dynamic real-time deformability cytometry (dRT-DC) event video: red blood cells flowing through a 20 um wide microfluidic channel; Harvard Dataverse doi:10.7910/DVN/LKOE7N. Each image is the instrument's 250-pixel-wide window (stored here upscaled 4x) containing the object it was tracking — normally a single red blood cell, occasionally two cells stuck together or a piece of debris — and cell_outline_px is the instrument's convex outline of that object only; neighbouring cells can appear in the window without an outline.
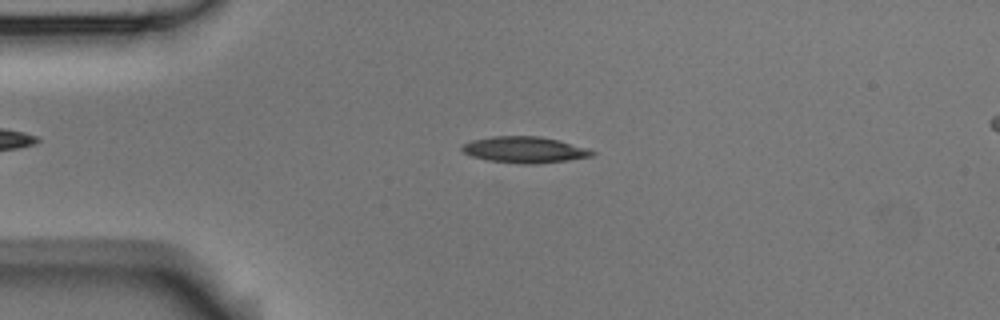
{"species": "Egyptian fruit bat (a non-hibernating species)", "species_latin": "Rousettus aegyptiacus", "temperature_condition": "room temperature", "stored_images_in_passage": 6, "segment_of_instrument_passage": [1, 2], "camera_frame_rate_fps": 3000, "um_per_image_px": 0.085, "animal": {"sex": "male"}, "frame": {"image": 1, "passage_image": 4, "time_ms": 3.667, "image_size_px": [1000, 320], "cell_outline_px": [[596, 152], [592, 156], [568, 160], [536, 164], [524, 164], [488, 160], [472, 156], [464, 152], [460, 148], [464, 144], [472, 140], [492, 136], [540, 136], [560, 140], [588, 148]], "centroid_in_image_um": [44.62, 12.72], "position_along_channel_um": 40.4, "area_um2": 19.88}}